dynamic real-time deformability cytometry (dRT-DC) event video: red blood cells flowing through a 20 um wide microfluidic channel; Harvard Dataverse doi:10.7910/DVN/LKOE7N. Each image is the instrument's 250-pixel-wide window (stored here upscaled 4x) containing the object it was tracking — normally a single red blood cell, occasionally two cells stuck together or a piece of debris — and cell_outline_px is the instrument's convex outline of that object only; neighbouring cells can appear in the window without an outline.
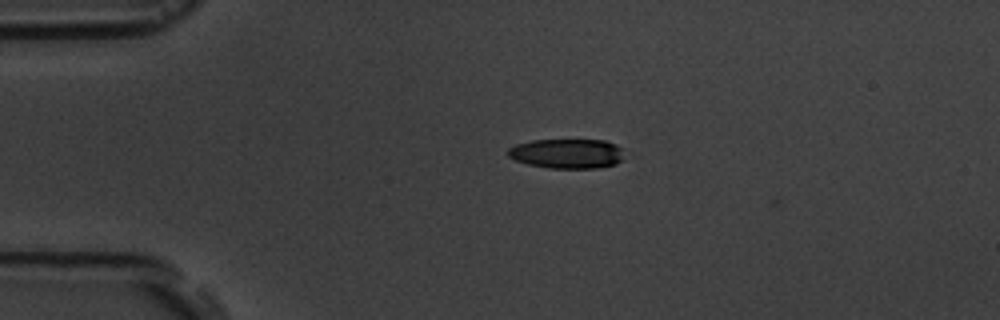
{"species": "common noctule bat (a hibernating species)", "species_latin": "Nyctalus noctula", "temperature_condition": "room temperature", "stored_images_in_passage": 2, "camera_frame_rate_fps": 3000, "um_per_image_px": 0.085, "animal": {"sex": "male", "body_mass_g": 19.5, "forearm_length_mm": 54.6}, "frame": {"image": 1, "passage_image": 1, "time_ms": 0.0, "image_size_px": [1000, 320], "cell_outline_px": [[624, 148], [620, 160], [616, 164], [596, 168], [548, 168], [528, 164], [516, 160], [508, 156], [508, 148], [516, 144], [532, 140], [604, 140], [616, 144]], "centroid_in_image_um": [48.2, 13.05], "position_along_channel_um": 36.8, "area_um2": 20.11}}